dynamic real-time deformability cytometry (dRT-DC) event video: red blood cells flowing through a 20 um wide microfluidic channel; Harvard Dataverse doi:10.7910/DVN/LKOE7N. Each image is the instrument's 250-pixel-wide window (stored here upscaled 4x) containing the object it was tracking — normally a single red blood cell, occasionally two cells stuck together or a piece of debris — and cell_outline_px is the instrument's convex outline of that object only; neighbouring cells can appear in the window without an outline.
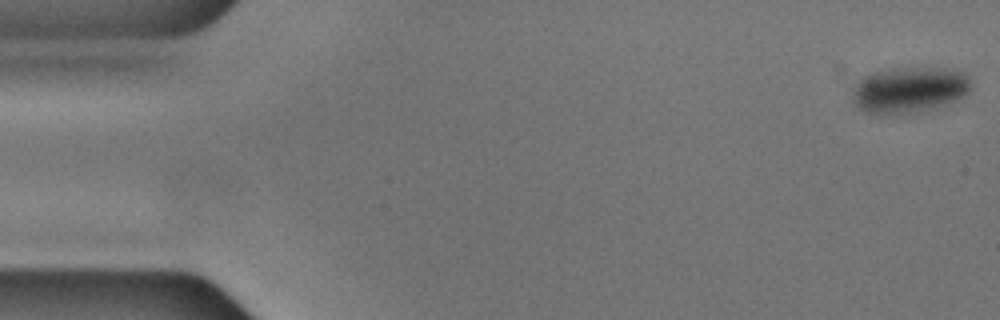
{"species": "common noctule bat (a hibernating species)", "species_latin": "Nyctalus noctula", "temperature_condition": "cold", "stored_images_in_passage": 56, "camera_frame_rate_fps": 3000, "um_per_image_px": 0.085, "animal": {"sex": "male", "body_mass_g": 17.9, "forearm_length_mm": 54.2}, "frame": {"image": 1, "passage_image": 1, "time_ms": 0.0, "image_size_px": [1000, 320], "cell_outline_px": [[972, 88], [960, 100], [948, 104], [932, 108], [912, 112], [868, 112], [852, 104], [852, 88], [864, 76], [876, 72], [892, 68], [944, 68], [964, 72], [972, 80]], "centroid_in_image_um": [77.35, 7.61], "position_along_channel_um": 7.7, "area_um2": 31.56}}
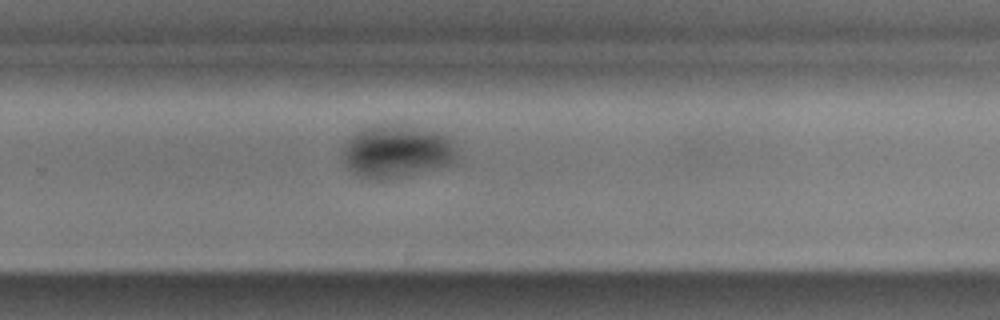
{"frame": {"image": 2, "passage_image": 36, "time_ms": 11.667, "image_size_px": [1000, 320], "cell_outline_px": [[456, 152], [452, 160], [448, 164], [404, 176], [380, 180], [376, 180], [360, 176], [344, 164], [344, 148], [348, 140], [356, 132], [364, 128], [376, 124], [384, 124], [412, 128], [436, 132], [452, 136], [456, 140]], "centroid_in_image_um": [33.73, 12.86], "position_along_channel_um": 296.1, "area_um2": 34.39}}
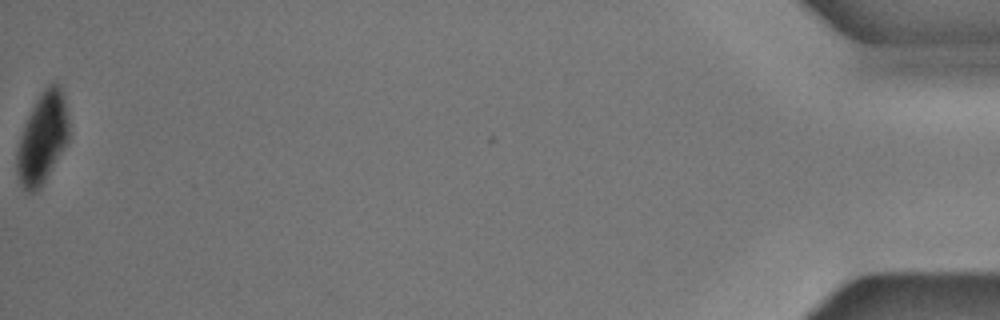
{"frame": {"image": 3, "passage_image": 56, "time_ms": 18.333, "image_size_px": [1000, 320], "cell_outline_px": [[68, 140], [64, 148], [44, 180], [36, 192], [24, 192], [20, 184], [16, 172], [16, 152], [24, 124], [36, 100], [44, 88], [52, 80], [60, 84], [64, 92], [68, 112]], "centroid_in_image_um": [3.61, 11.69], "position_along_channel_um": 431.6, "area_um2": 27.63}}